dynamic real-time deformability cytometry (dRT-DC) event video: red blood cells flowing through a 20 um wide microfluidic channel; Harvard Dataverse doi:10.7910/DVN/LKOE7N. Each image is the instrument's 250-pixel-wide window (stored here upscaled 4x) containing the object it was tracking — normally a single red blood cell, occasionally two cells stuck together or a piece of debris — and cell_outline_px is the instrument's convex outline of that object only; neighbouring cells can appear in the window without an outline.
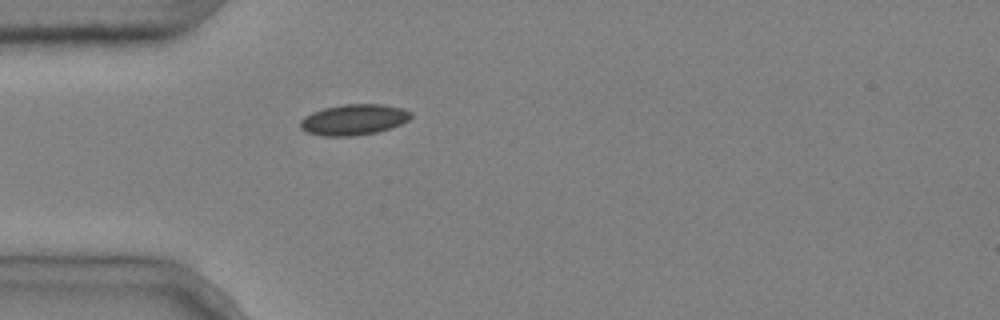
{"species": "common noctule bat (a hibernating species)", "species_latin": "Nyctalus noctula", "temperature_condition": "cold", "stored_images_in_passage": 1, "camera_frame_rate_fps": 3000, "um_per_image_px": 0.085, "animal": {"sex": "male", "body_mass_g": 20.4}, "frame": {"image": 1, "passage_image": 1, "time_ms": 0.0, "image_size_px": [1000, 320], "cell_outline_px": [[412, 116], [408, 120], [400, 124], [376, 132], [352, 136], [324, 136], [308, 132], [300, 128], [300, 120], [304, 116], [312, 112], [324, 108], [344, 104], [384, 104], [404, 108], [412, 112]], "centroid_in_image_um": [30.07, 10.16], "position_along_channel_um": 54.9, "area_um2": 19.83}}